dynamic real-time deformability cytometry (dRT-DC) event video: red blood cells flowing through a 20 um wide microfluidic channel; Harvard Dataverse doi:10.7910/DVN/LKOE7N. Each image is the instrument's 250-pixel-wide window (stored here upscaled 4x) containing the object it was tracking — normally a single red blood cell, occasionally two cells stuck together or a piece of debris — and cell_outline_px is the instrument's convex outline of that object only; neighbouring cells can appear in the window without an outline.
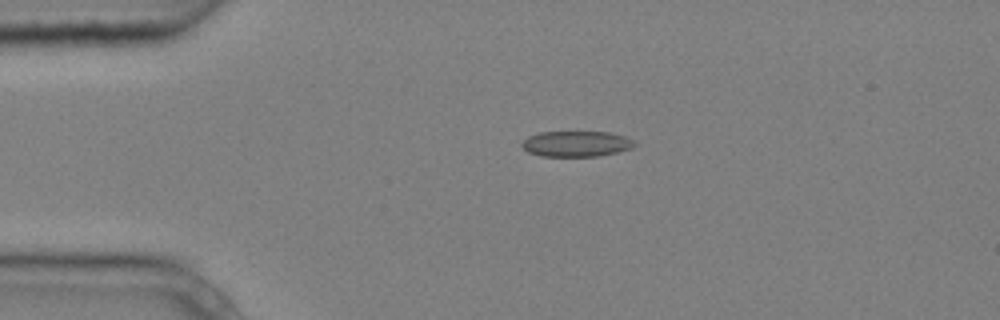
{"species": "common noctule bat (a hibernating species)", "species_latin": "Nyctalus noctula", "temperature_condition": "cold", "stored_images_in_passage": 2, "camera_frame_rate_fps": 3000, "um_per_image_px": 0.085, "animal": {"sex": "male", "body_mass_g": 20.4}, "frame": {"image": 1, "passage_image": 1, "time_ms": 0.0, "image_size_px": [1000, 320], "cell_outline_px": [[636, 144], [632, 148], [600, 156], [540, 156], [528, 152], [520, 144], [528, 136], [540, 132], [608, 132], [624, 136], [632, 140]], "centroid_in_image_um": [48.96, 12.22], "position_along_channel_um": 36.0, "area_um2": 16.76}}